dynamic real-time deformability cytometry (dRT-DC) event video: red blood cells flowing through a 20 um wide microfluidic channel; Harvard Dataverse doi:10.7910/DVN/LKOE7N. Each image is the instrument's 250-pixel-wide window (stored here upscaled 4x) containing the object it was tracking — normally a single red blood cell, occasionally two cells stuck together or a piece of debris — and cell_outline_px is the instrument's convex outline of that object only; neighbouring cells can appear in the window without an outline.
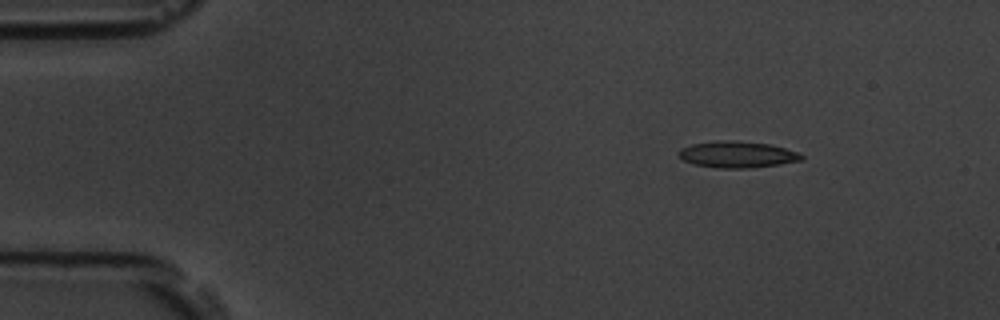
{"species": "common noctule bat (a hibernating species)", "species_latin": "Nyctalus noctula", "temperature_condition": "room temperature", "stored_images_in_passage": 49, "camera_frame_rate_fps": 3000, "um_per_image_px": 0.085, "animal": {"sex": "male", "body_mass_g": 19.5, "forearm_length_mm": 54.6}, "frame": {"image": 1, "passage_image": 1, "time_ms": 0.0, "image_size_px": [1000, 320], "cell_outline_px": [[804, 156], [800, 160], [780, 164], [748, 168], [716, 168], [692, 164], [684, 160], [676, 152], [680, 148], [692, 144], [716, 140], [732, 140], [768, 144], [800, 152]], "centroid_in_image_um": [62.62, 13.13], "position_along_channel_um": 22.4, "area_um2": 18.96}}
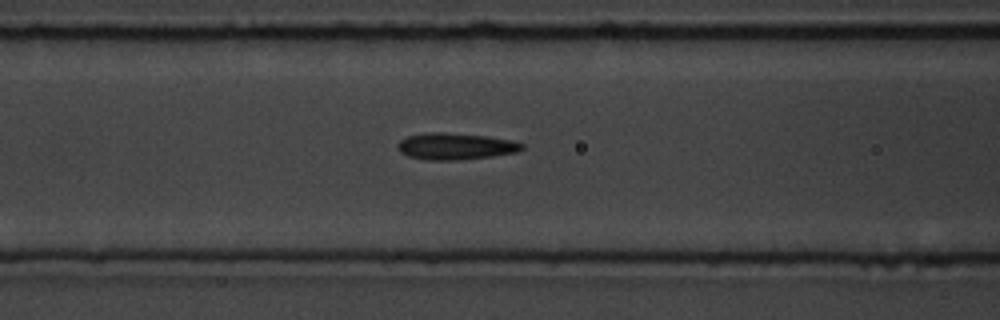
{"frame": {"image": 2, "passage_image": 16, "time_ms": 5.0, "image_size_px": [1000, 320], "cell_outline_px": [[524, 148], [516, 152], [492, 156], [456, 160], [428, 160], [408, 156], [400, 152], [396, 144], [400, 140], [408, 136], [428, 132], [440, 132], [488, 136], [512, 140], [524, 144]], "centroid_in_image_um": [38.7, 12.43], "position_along_channel_um": 127.9, "area_um2": 19.25}}
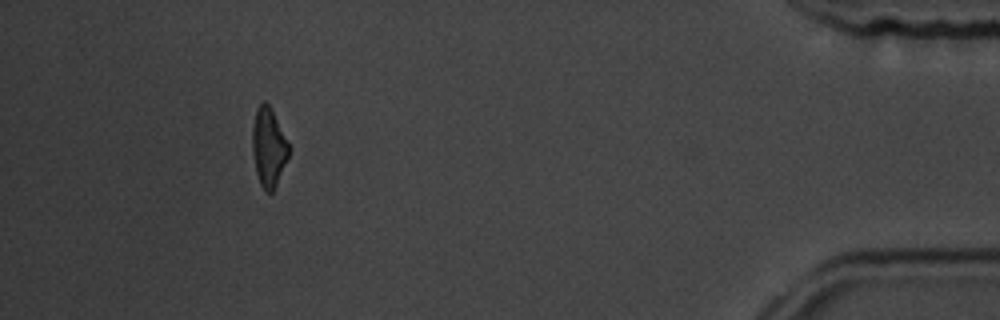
{"frame": {"image": 3, "passage_image": 44, "time_ms": 14.333, "image_size_px": [1000, 320], "cell_outline_px": [[288, 156], [276, 184], [272, 192], [264, 192], [260, 184], [256, 172], [252, 152], [252, 128], [256, 108], [264, 100], [272, 108], [288, 140]], "centroid_in_image_um": [22.81, 12.47], "position_along_channel_um": 412.4, "area_um2": 16.76}, "authors_computed_cell_mechanics": {"area_um2": 18.496, "velocity_mm_per_s": 3.7058, "shape_relaxation_time_tau1_ms": 6.4508, "shape_relaxation_time_tau2_ms": 2.5827, "deformation_change_tau1": 0.1774, "deformation_change_tau2": 0.1108}}